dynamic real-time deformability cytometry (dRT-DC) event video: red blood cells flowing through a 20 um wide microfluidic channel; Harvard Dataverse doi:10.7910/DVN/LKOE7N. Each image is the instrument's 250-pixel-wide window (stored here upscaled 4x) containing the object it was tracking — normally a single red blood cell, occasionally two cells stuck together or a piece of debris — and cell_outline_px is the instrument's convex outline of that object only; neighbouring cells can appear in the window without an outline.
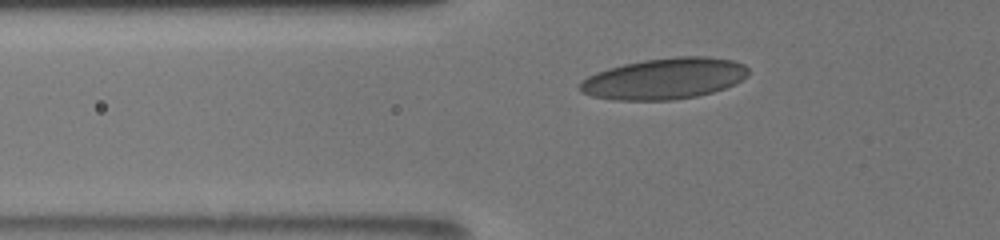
{"species": "human", "species_latin": "Homo sapiens", "temperature_condition": "room temperature", "stored_images_in_passage": 58, "camera_frame_rate_fps": 3000, "um_per_image_px": 0.085, "donor": {"sex": "male"}, "frame": {"image": 1, "passage_image": 3, "time_ms": 0.333, "image_size_px": [1000, 240], "cell_outline_px": [[748, 76], [724, 88], [712, 92], [696, 96], [672, 100], [612, 100], [592, 96], [580, 92], [580, 80], [596, 72], [608, 68], [624, 64], [644, 60], [676, 56], [704, 56], [732, 60], [744, 64], [748, 68]], "centroid_in_image_um": [56.44, 6.68], "position_along_channel_um": 69.4, "area_um2": 40.34}}
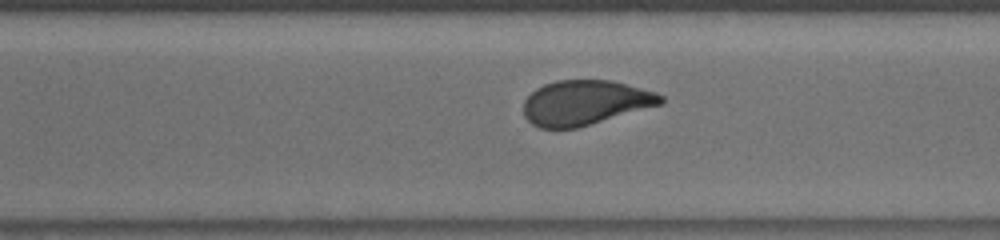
{"frame": {"image": 2, "passage_image": 40, "time_ms": 7.0, "image_size_px": [1000, 240], "cell_outline_px": [[664, 100], [660, 104], [576, 128], [540, 128], [532, 124], [524, 116], [524, 100], [536, 88], [544, 84], [556, 80], [612, 80], [656, 92], [664, 96]], "centroid_in_image_um": [49.7, 8.71], "position_along_channel_um": 320.9, "area_um2": 35.49}}
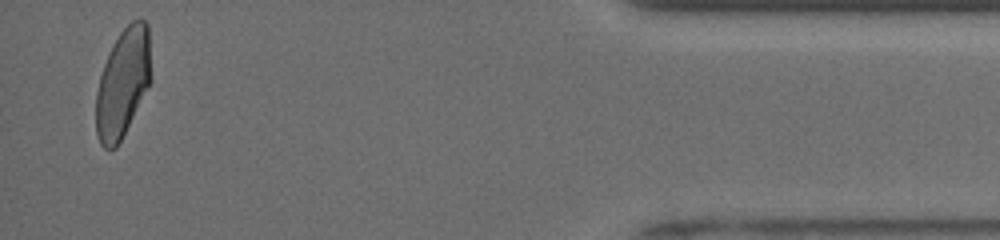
{"frame": {"image": 3, "passage_image": 57, "time_ms": 11.0, "image_size_px": [1000, 240], "cell_outline_px": [[152, 80], [116, 148], [104, 148], [100, 144], [96, 132], [96, 92], [100, 76], [104, 64], [120, 32], [132, 20], [140, 16], [148, 24], [152, 76]], "centroid_in_image_um": [10.47, 7.01], "position_along_channel_um": 424.7, "area_um2": 34.8}, "authors_computed_cell_mechanics": {"area_um2": 36.5874, "velocity_mm_per_s": 3.9244, "shape_relaxation_time_tau1_ms": 6.7264, "shape_relaxation_time_tau2_ms": 1.0744, "deformation_change_tau1": 0.1763, "deformation_change_tau2": 0.0692}}